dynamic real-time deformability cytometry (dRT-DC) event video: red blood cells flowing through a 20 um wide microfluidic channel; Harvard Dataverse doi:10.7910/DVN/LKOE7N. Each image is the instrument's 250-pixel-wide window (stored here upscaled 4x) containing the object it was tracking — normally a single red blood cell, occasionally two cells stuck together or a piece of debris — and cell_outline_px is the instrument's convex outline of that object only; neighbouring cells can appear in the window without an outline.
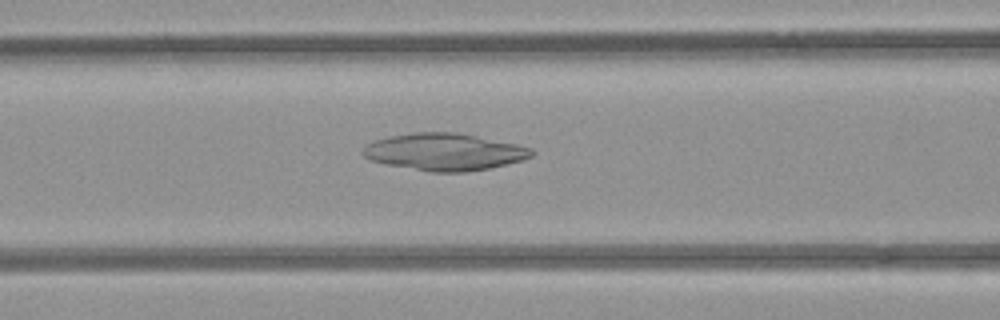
{"species": "common noctule bat (a hibernating species)", "species_latin": "Nyctalus noctula", "temperature_condition": "room temperature", "stored_images_in_passage": 52, "camera_frame_rate_fps": 3000, "um_per_image_px": 0.085, "animal": {"sex": "female", "body_mass_g": 21.9}, "frame": {"image": 1, "passage_image": 22, "time_ms": 7.0, "image_size_px": [1000, 320], "cell_outline_px": [[536, 152], [532, 156], [524, 160], [488, 168], [468, 172], [432, 172], [384, 164], [372, 160], [364, 156], [360, 152], [372, 140], [392, 136], [416, 132], [456, 132], [516, 144], [532, 148]], "centroid_in_image_um": [37.78, 12.91], "position_along_channel_um": 128.8, "area_um2": 36.41}}
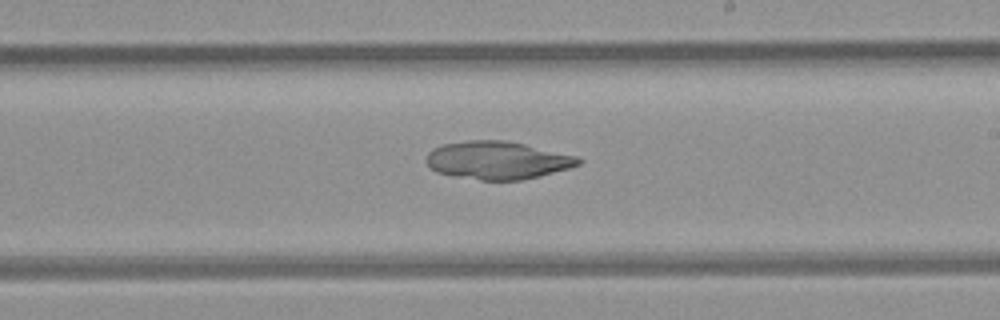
{"frame": {"image": 2, "passage_image": 31, "time_ms": 10.0, "image_size_px": [1000, 320], "cell_outline_px": [[584, 160], [580, 164], [568, 168], [540, 176], [520, 180], [480, 180], [456, 176], [436, 172], [424, 160], [428, 152], [432, 148], [440, 144], [468, 140], [504, 140], [524, 144], [576, 156]], "centroid_in_image_um": [42.24, 13.61], "position_along_channel_um": 246.8, "area_um2": 33.58}}
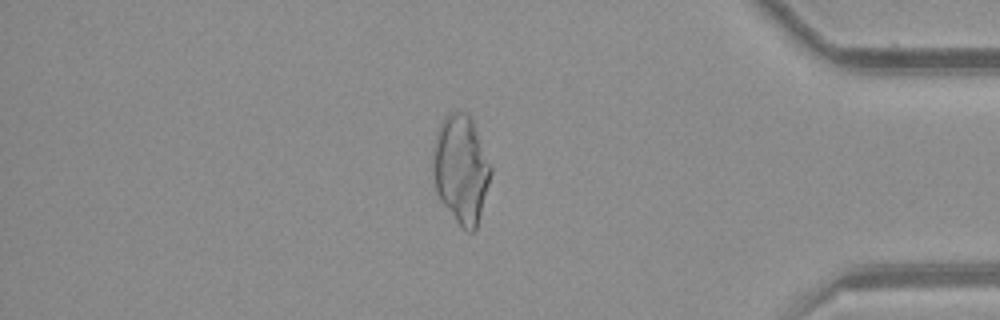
{"frame": {"image": 3, "passage_image": 45, "time_ms": 14.667, "image_size_px": [1000, 320], "cell_outline_px": [[492, 172], [480, 216], [476, 228], [472, 232], [468, 232], [456, 220], [440, 200], [436, 192], [432, 168], [432, 152], [436, 132], [440, 120], [448, 112], [468, 112], [472, 120], [492, 164]], "centroid_in_image_um": [39.18, 14.32], "position_along_channel_um": 396.0, "area_um2": 36.82}}